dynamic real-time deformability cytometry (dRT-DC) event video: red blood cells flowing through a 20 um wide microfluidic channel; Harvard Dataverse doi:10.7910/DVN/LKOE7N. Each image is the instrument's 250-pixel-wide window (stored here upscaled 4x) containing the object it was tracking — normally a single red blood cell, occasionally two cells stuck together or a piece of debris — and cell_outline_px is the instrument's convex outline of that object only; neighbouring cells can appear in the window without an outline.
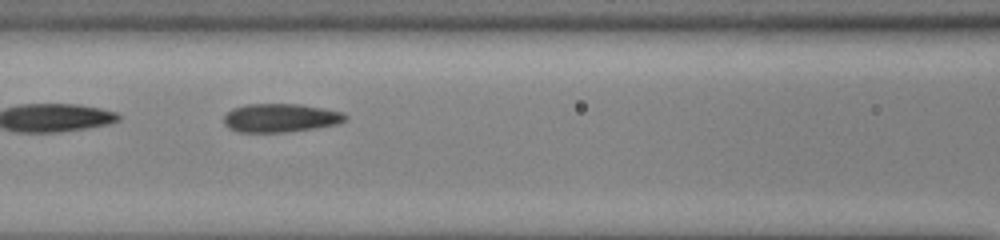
{"species": "common noctule bat (a hibernating species)", "species_latin": "Nyctalus noctula", "temperature_condition": "cold", "stored_images_in_passage": 34, "camera_frame_rate_fps": 3000, "um_per_image_px": 0.085, "animal": {"sex": "male", "body_mass_g": 13.0, "forearm_length_mm": 53.1}, "frame": {"image": 1, "passage_image": 6, "time_ms": 1.667, "image_size_px": [1000, 240], "cell_outline_px": [[348, 116], [344, 120], [336, 124], [316, 128], [284, 132], [236, 132], [228, 128], [224, 124], [224, 116], [232, 108], [244, 104], [300, 104], [344, 112]], "centroid_in_image_um": [23.81, 10.02], "position_along_channel_um": 142.8, "area_um2": 20.29}}
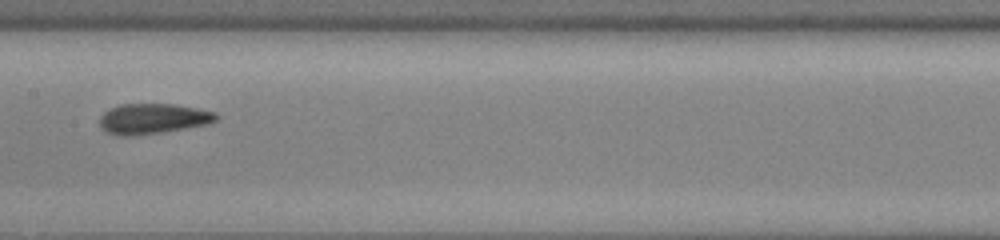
{"frame": {"image": 2, "passage_image": 10, "time_ms": 3.0, "image_size_px": [1000, 240], "cell_outline_px": [[220, 116], [216, 120], [208, 124], [160, 132], [132, 136], [120, 136], [108, 132], [100, 128], [100, 116], [108, 108], [120, 104], [172, 104], [196, 108], [216, 112]], "centroid_in_image_um": [12.98, 10.08], "position_along_channel_um": 194.4, "area_um2": 20.58}}